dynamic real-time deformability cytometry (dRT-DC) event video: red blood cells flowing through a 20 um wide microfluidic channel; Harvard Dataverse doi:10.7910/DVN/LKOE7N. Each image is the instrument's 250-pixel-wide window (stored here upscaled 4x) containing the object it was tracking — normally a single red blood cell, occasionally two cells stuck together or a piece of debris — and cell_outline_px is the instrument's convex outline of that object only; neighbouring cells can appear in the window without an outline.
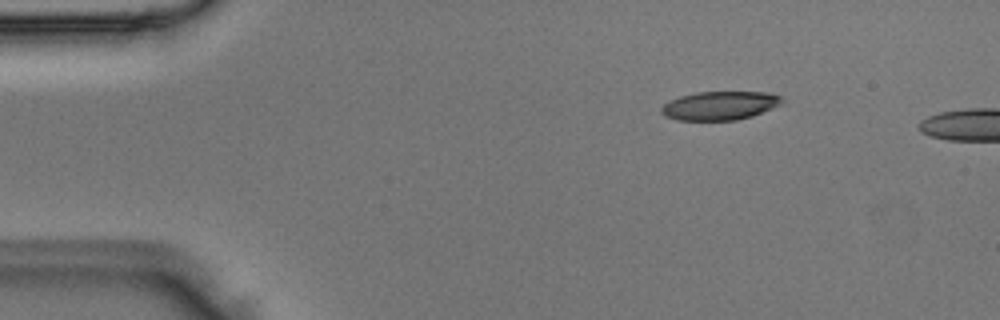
{"species": "Egyptian fruit bat (a non-hibernating species)", "species_latin": "Rousettus aegyptiacus", "temperature_condition": "room temperature", "stored_images_in_passage": 3, "camera_frame_rate_fps": 3000, "um_per_image_px": 0.085, "animal": {"sex": "male"}, "frame": {"image": 1, "passage_image": 2, "time_ms": 0.333, "image_size_px": [1000, 320], "cell_outline_px": [[784, 100], [780, 104], [752, 116], [736, 120], [676, 120], [664, 116], [660, 112], [660, 108], [668, 100], [680, 96], [696, 92], [768, 92], [780, 96]], "centroid_in_image_um": [61.13, 8.97], "position_along_channel_um": 23.9, "area_um2": 20.17}}